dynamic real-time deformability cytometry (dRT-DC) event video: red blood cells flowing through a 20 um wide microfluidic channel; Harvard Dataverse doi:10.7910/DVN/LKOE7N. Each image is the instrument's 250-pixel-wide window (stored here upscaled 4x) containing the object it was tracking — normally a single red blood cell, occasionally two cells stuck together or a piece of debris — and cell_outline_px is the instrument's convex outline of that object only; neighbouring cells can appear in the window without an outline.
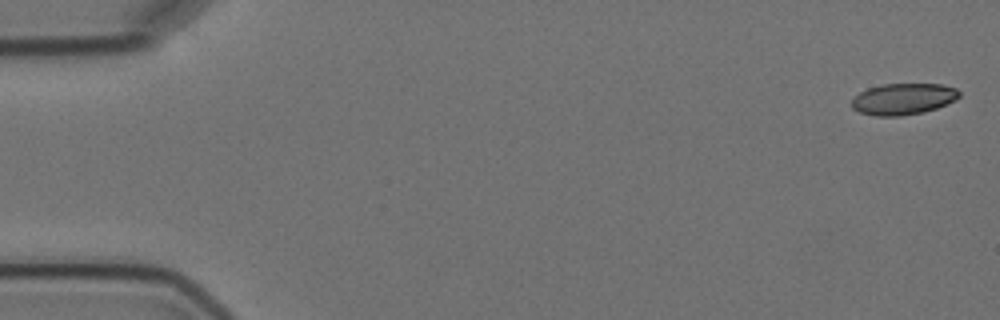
{"species": "Egyptian fruit bat (a non-hibernating species)", "species_latin": "Rousettus aegyptiacus", "temperature_condition": "cold", "stored_images_in_passage": 5, "camera_frame_rate_fps": 3000, "um_per_image_px": 0.085, "animal": {"sex": "female"}, "frame": {"image": 1, "passage_image": 1, "time_ms": 0.0, "image_size_px": [1000, 320], "cell_outline_px": [[960, 96], [956, 100], [936, 108], [920, 112], [900, 116], [876, 116], [860, 112], [852, 108], [852, 100], [860, 92], [868, 88], [884, 84], [944, 84], [956, 88], [960, 92]], "centroid_in_image_um": [76.8, 8.4], "position_along_channel_um": 8.2, "area_um2": 19.54}}
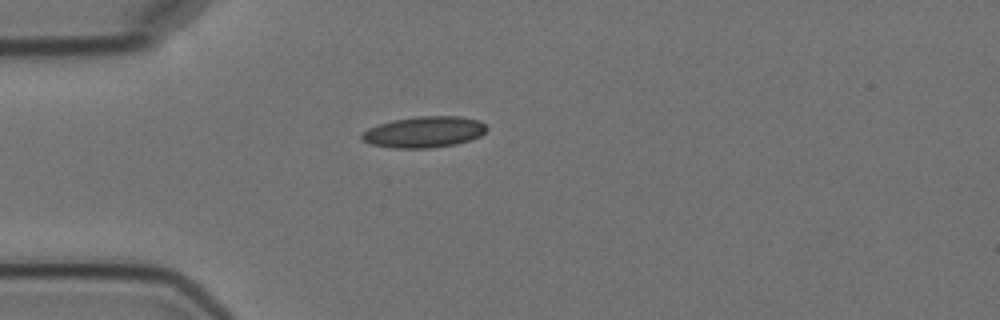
{"frame": {"image": 2, "passage_image": 5, "time_ms": 4.667, "image_size_px": [1000, 320], "cell_outline_px": [[488, 128], [480, 136], [456, 144], [428, 148], [392, 148], [372, 144], [360, 140], [360, 136], [368, 128], [392, 120], [416, 116], [460, 116], [480, 120]], "centroid_in_image_um": [36.04, 11.21], "position_along_channel_um": 49.0, "area_um2": 22.66}}